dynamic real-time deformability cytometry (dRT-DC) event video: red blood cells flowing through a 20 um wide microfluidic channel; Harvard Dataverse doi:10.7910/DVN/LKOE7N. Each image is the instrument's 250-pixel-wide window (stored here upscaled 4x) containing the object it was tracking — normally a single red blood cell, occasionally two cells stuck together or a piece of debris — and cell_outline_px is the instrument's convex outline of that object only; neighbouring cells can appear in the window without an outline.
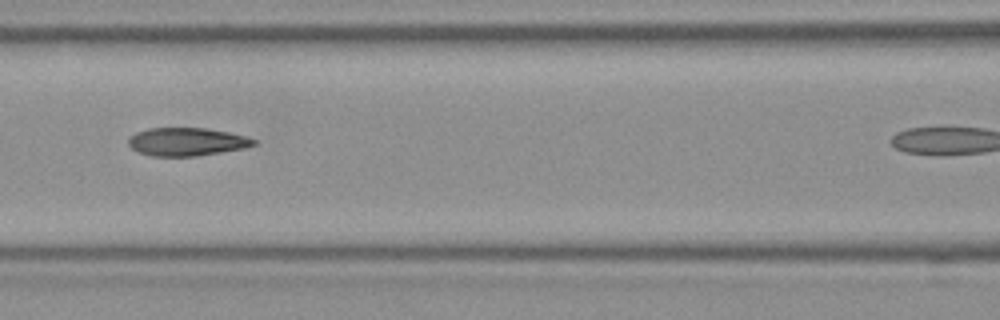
{"species": "Egyptian fruit bat (a non-hibernating species)", "species_latin": "Rousettus aegyptiacus", "temperature_condition": "room temperature", "stored_images_in_passage": 6, "camera_frame_rate_fps": 3000, "um_per_image_px": 0.085, "frame": {"image": 1, "passage_image": 4, "time_ms": 1.0, "image_size_px": [1000, 320], "cell_outline_px": [[256, 144], [244, 148], [196, 156], [152, 156], [136, 152], [128, 144], [128, 136], [136, 132], [148, 128], [204, 128], [228, 132], [244, 136], [256, 140]], "centroid_in_image_um": [15.81, 12.05], "position_along_channel_um": 150.8, "area_um2": 20.52}}
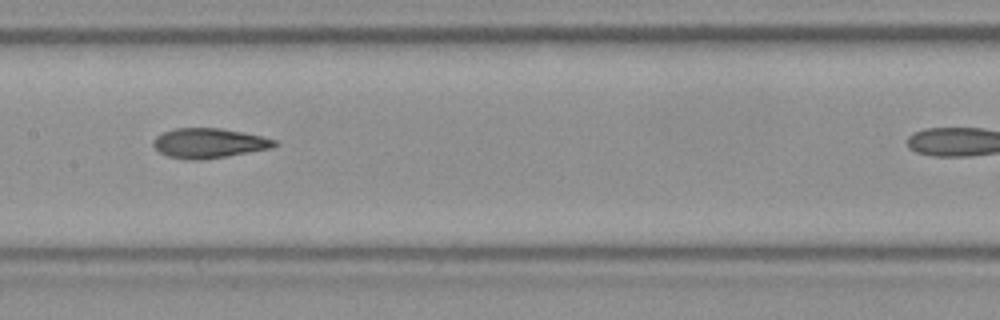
{"frame": {"image": 2, "passage_image": 5, "time_ms": 1.333, "image_size_px": [1000, 320], "cell_outline_px": [[280, 144], [272, 148], [200, 160], [188, 160], [168, 156], [160, 152], [152, 144], [152, 140], [156, 136], [164, 132], [176, 128], [220, 128], [244, 132], [276, 140]], "centroid_in_image_um": [17.75, 12.16], "position_along_channel_um": 189.6, "area_um2": 20.92}}